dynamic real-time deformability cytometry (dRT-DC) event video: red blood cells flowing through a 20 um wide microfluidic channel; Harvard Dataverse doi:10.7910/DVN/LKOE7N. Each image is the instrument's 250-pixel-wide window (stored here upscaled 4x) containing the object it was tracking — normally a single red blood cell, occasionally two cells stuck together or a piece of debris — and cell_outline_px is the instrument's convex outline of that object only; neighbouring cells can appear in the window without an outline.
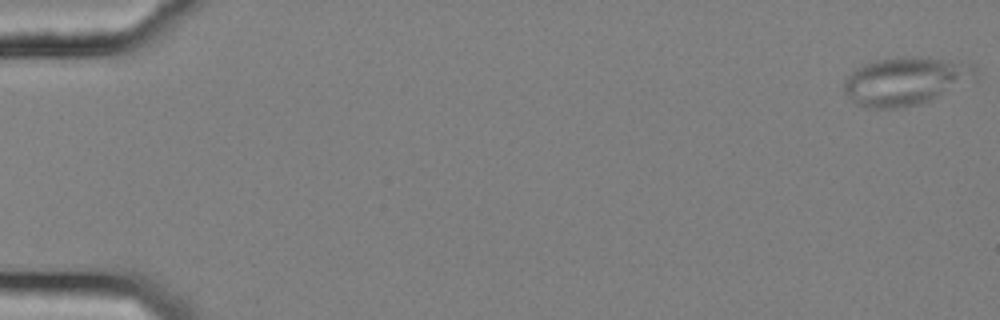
{"species": "common noctule bat (a hibernating species)", "species_latin": "Nyctalus noctula", "temperature_condition": "cold", "stored_images_in_passage": 53, "camera_frame_rate_fps": 3000, "um_per_image_px": 0.085, "animal": {"sex": "female", "body_mass_g": 25.1}, "frame": {"image": 1, "passage_image": 1, "time_ms": 0.0, "image_size_px": [1000, 320], "cell_outline_px": [[976, 80], [920, 104], [900, 108], [864, 108], [856, 104], [844, 92], [844, 80], [856, 68], [864, 64], [876, 60], [896, 56], [928, 56], [976, 68]], "centroid_in_image_um": [76.92, 6.9], "position_along_channel_um": 8.1, "area_um2": 36.82}}
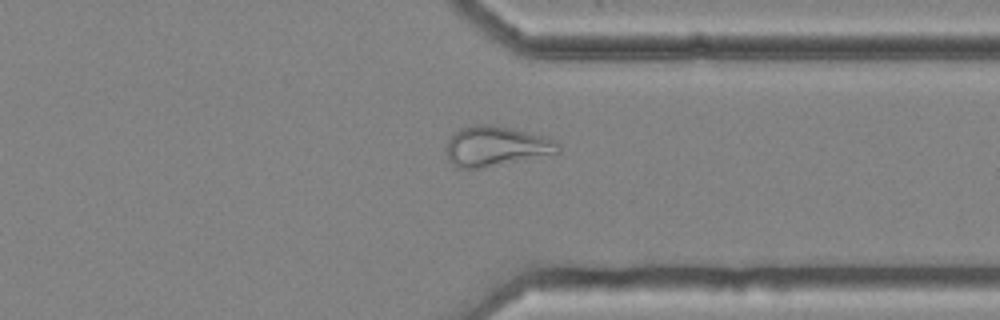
{"frame": {"image": 2, "passage_image": 44, "time_ms": 14.333, "image_size_px": [1000, 320], "cell_outline_px": [[560, 152], [484, 168], [456, 168], [448, 160], [444, 148], [448, 140], [460, 128], [476, 124], [492, 124], [548, 136], [556, 140], [560, 144]], "centroid_in_image_um": [42.15, 12.43], "position_along_channel_um": 369.2, "area_um2": 26.41}}
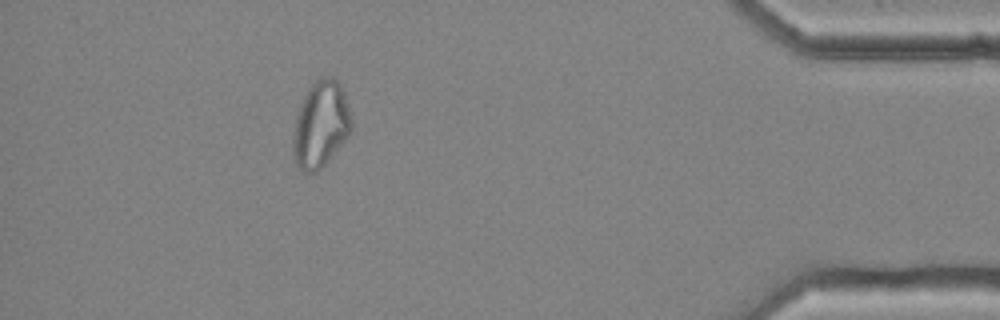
{"frame": {"image": 3, "passage_image": 51, "time_ms": 16.667, "image_size_px": [1000, 320], "cell_outline_px": [[352, 128], [348, 136], [324, 164], [316, 172], [308, 176], [300, 172], [296, 168], [292, 148], [292, 140], [296, 120], [300, 104], [308, 88], [320, 76], [332, 76], [340, 84], [344, 92], [348, 104], [352, 120]], "centroid_in_image_um": [27.24, 10.61], "position_along_channel_um": 408.0, "area_um2": 29.65}, "authors_computed_cell_mechanics": {"area_um2": 27.3394, "velocity_mm_per_s": 3.6305, "shape_relaxation_time_tau1_ms": null, "shape_relaxation_time_tau2_ms": 2.3923, "deformation_change_tau1": null, "deformation_change_tau2": 0.1048}}